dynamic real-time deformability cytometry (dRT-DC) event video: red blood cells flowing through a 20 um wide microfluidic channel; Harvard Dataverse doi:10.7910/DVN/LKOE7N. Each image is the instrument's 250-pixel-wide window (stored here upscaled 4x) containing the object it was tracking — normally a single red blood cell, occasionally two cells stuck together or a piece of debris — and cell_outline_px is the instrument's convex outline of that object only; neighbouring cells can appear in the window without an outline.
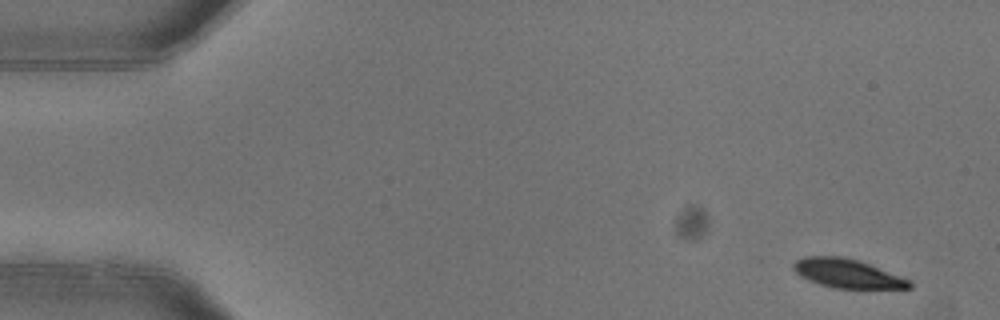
{"species": "common noctule bat (a hibernating species)", "species_latin": "Nyctalus noctula", "temperature_condition": "warm", "stored_images_in_passage": 5, "camera_frame_rate_fps": 3000, "um_per_image_px": 0.085, "animal": {"sex": "female"}, "frame": {"image": 1, "passage_image": 1, "time_ms": 0.0, "image_size_px": [1000, 320], "cell_outline_px": [[912, 288], [836, 288], [820, 284], [808, 280], [800, 276], [792, 268], [792, 264], [796, 260], [804, 256], [844, 256], [860, 260], [912, 280]], "centroid_in_image_um": [72.03, 23.23], "position_along_channel_um": 13.0, "area_um2": 19.71}}
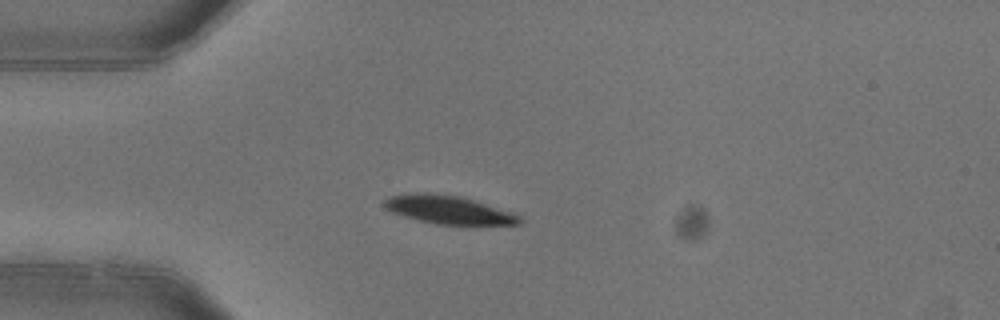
{"frame": {"image": 2, "passage_image": 4, "time_ms": 1.0, "image_size_px": [1000, 320], "cell_outline_px": [[524, 220], [520, 224], [436, 224], [404, 216], [392, 212], [384, 208], [384, 200], [392, 196], [404, 192], [428, 192], [460, 196], [512, 212], [520, 216]], "centroid_in_image_um": [38.09, 17.81], "position_along_channel_um": 46.9, "area_um2": 22.2}}